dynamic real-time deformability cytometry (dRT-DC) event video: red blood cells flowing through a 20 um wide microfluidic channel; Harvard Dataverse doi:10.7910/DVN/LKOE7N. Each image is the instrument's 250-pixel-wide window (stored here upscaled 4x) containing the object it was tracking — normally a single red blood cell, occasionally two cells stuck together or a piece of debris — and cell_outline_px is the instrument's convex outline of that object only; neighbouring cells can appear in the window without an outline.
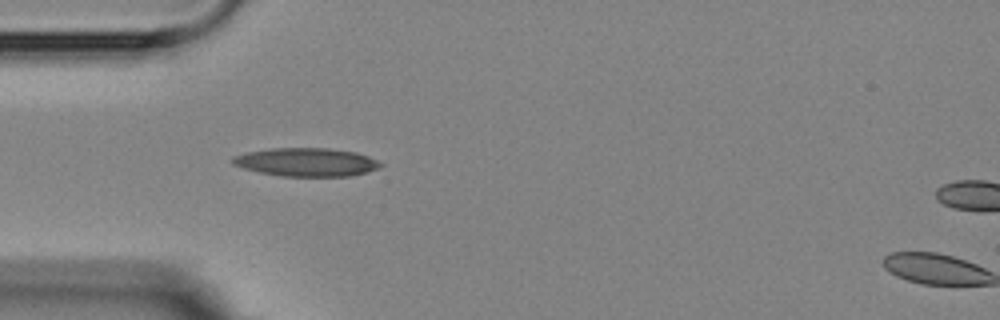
{"species": "Egyptian fruit bat (a non-hibernating species)", "species_latin": "Rousettus aegyptiacus", "temperature_condition": "room temperature", "stored_images_in_passage": 4, "camera_frame_rate_fps": 3000, "um_per_image_px": 0.085, "animal": {"sex": "female"}, "frame": {"image": 1, "passage_image": 3, "time_ms": 2.333, "image_size_px": [1000, 320], "cell_outline_px": [[384, 164], [380, 168], [368, 172], [348, 176], [280, 176], [260, 172], [244, 168], [232, 164], [232, 156], [248, 152], [272, 148], [328, 148], [356, 152], [368, 156]], "centroid_in_image_um": [26.07, 13.78], "position_along_channel_um": 58.9, "area_um2": 24.45}}